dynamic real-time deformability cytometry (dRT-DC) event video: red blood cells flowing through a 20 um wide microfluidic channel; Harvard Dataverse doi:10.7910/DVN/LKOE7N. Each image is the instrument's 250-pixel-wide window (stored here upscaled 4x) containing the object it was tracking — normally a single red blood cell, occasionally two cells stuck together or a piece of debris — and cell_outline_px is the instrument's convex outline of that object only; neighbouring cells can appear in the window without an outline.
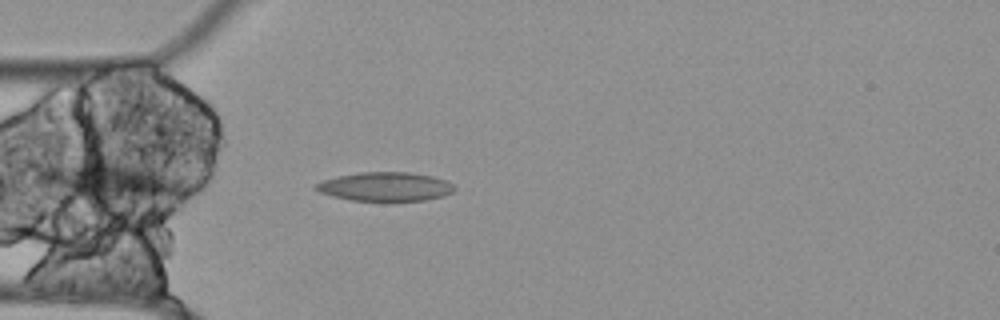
{"species": "Egyptian fruit bat (a non-hibernating species)", "species_latin": "Rousettus aegyptiacus", "temperature_condition": "cold", "stored_images_in_passage": 5, "segment_of_instrument_passage": [1, 2], "camera_frame_rate_fps": 3000, "um_per_image_px": 0.085, "animal": {"sex": "female"}, "frame": {"image": 1, "passage_image": 1, "time_ms": 0.0, "image_size_px": [1000, 320], "cell_outline_px": [[456, 188], [452, 192], [444, 196], [424, 200], [384, 204], [352, 200], [332, 196], [320, 192], [316, 188], [316, 184], [324, 180], [340, 176], [360, 172], [408, 172], [432, 176], [444, 180], [452, 184]], "centroid_in_image_um": [32.79, 15.91], "position_along_channel_um": 52.2, "area_um2": 23.93}}